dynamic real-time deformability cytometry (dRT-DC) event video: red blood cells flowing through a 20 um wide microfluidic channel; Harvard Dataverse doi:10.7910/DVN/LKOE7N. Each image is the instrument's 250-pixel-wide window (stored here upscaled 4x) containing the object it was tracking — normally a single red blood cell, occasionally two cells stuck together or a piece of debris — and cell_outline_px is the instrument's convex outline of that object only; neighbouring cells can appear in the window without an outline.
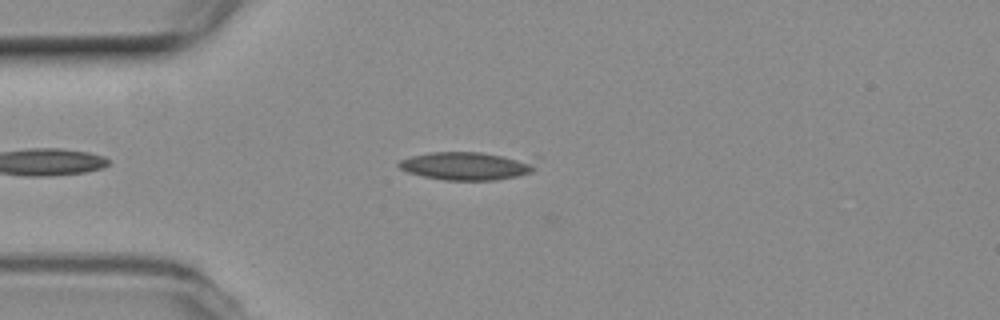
{"species": "common noctule bat (a hibernating species)", "species_latin": "Nyctalus noctula", "temperature_condition": "room temperature", "stored_images_in_passage": 41, "camera_frame_rate_fps": 3000, "um_per_image_px": 0.085, "animal": {"sex": "female", "body_mass_g": 19.3, "forearm_length_mm": 54.1}, "frame": {"image": 1, "passage_image": 7, "time_ms": 2.0, "image_size_px": [1000, 320], "cell_outline_px": [[540, 156], [536, 168], [532, 172], [516, 176], [496, 180], [444, 180], [424, 176], [408, 172], [400, 168], [396, 164], [400, 160], [412, 156], [432, 152], [480, 152]], "centroid_in_image_um": [39.88, 14.06], "position_along_channel_um": 45.1, "area_um2": 23.41}}
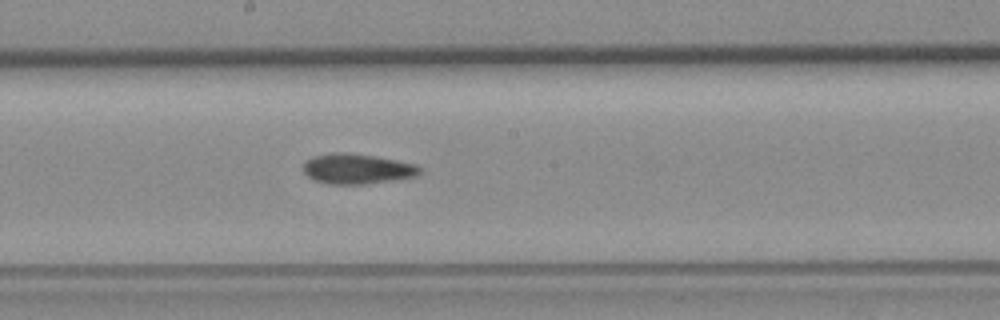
{"frame": {"image": 2, "passage_image": 22, "time_ms": 7.0, "image_size_px": [1000, 320], "cell_outline_px": [[424, 168], [416, 176], [404, 180], [364, 184], [328, 184], [316, 180], [308, 176], [304, 172], [304, 164], [312, 156], [332, 152], [348, 152], [396, 160], [416, 164]], "centroid_in_image_um": [30.42, 14.36], "position_along_channel_um": 217.8, "area_um2": 20.75}}
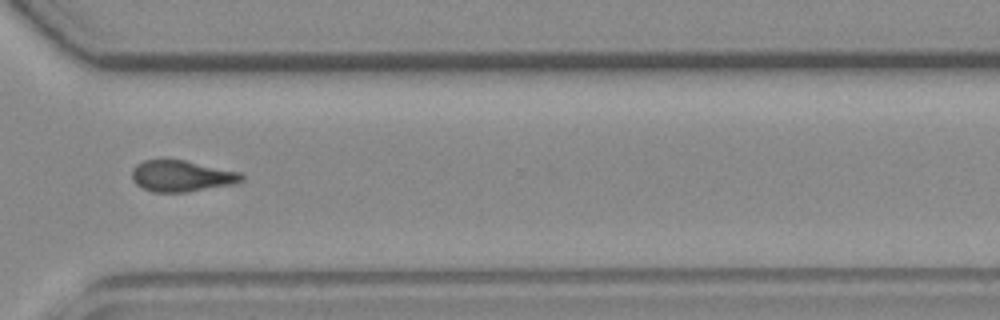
{"frame": {"image": 3, "passage_image": 33, "time_ms": 10.667, "image_size_px": [1000, 320], "cell_outline_px": [[244, 180], [236, 184], [188, 192], [152, 192], [136, 184], [132, 180], [132, 168], [136, 164], [144, 160], [160, 156], [184, 160], [240, 172], [244, 176]], "centroid_in_image_um": [15.4, 14.93], "position_along_channel_um": 355.2, "area_um2": 20.63}, "authors_computed_cell_mechanics": {"area_um2": 20.519, "velocity_mm_per_s": 3.7481, "shape_relaxation_time_tau1_ms": null, "shape_relaxation_time_tau2_ms": 7.0887, "deformation_change_tau1": null, "deformation_change_tau2": 0.1434}}